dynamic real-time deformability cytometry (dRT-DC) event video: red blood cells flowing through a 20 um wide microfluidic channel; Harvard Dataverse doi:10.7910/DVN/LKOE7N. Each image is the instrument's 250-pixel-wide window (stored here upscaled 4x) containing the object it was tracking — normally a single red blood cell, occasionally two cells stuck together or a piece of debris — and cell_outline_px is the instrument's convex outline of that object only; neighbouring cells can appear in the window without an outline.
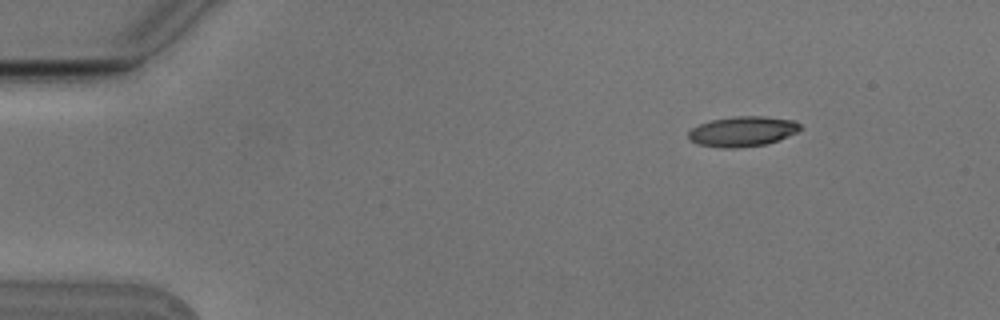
{"species": "Egyptian fruit bat (a non-hibernating species)", "species_latin": "Rousettus aegyptiacus", "temperature_condition": "cold", "stored_images_in_passage": 3, "camera_frame_rate_fps": 3000, "um_per_image_px": 0.085, "animal": {"sex": "male"}, "frame": {"image": 1, "passage_image": 2, "time_ms": 0.333, "image_size_px": [1000, 320], "cell_outline_px": [[804, 128], [796, 132], [768, 144], [740, 148], [720, 148], [696, 144], [688, 136], [688, 132], [692, 128], [700, 124], [712, 120], [736, 116], [760, 116], [792, 120], [800, 124]], "centroid_in_image_um": [63.11, 11.18], "position_along_channel_um": 21.9, "area_um2": 19.59}}